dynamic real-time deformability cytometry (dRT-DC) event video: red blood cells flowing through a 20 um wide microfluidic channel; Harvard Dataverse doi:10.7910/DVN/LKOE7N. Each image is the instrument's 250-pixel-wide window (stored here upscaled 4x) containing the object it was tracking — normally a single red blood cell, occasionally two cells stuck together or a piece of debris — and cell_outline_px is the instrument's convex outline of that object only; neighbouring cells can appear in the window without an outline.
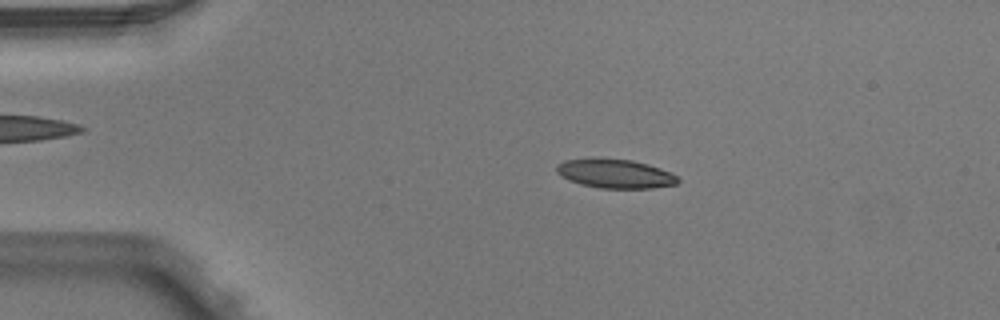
{"species": "Egyptian fruit bat (a non-hibernating species)", "species_latin": "Rousettus aegyptiacus", "temperature_condition": "warm", "stored_images_in_passage": 4, "segment_of_instrument_passage": [1, 2], "camera_frame_rate_fps": 3000, "um_per_image_px": 0.085, "animal": {"sex": "male"}, "frame": {"image": 1, "passage_image": 2, "time_ms": 0.333, "image_size_px": [1000, 320], "cell_outline_px": [[680, 180], [676, 184], [652, 188], [600, 188], [580, 184], [568, 180], [556, 172], [556, 164], [564, 160], [632, 160], [648, 164], [660, 168], [676, 176]], "centroid_in_image_um": [52.29, 14.79], "position_along_channel_um": 32.7, "area_um2": 19.94}}